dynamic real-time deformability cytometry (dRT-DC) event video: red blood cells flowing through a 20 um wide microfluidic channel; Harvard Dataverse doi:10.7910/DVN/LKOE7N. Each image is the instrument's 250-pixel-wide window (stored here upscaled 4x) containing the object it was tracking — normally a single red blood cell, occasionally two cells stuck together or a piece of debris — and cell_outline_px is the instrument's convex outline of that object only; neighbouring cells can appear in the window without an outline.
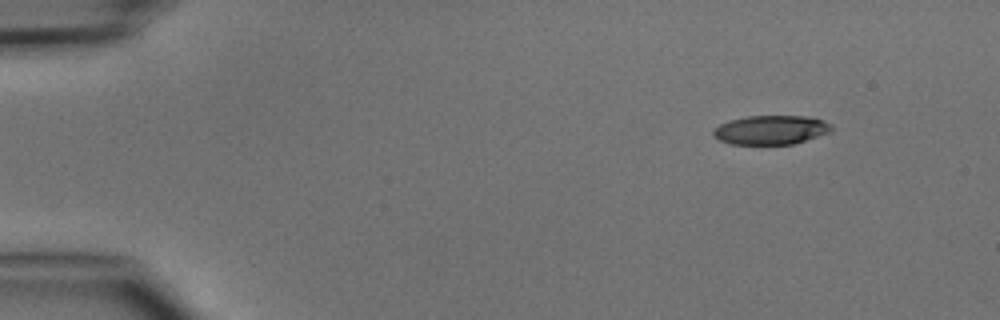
{"species": "common noctule bat (a hibernating species)", "species_latin": "Nyctalus noctula", "temperature_condition": "cold", "stored_images_in_passage": 5, "camera_frame_rate_fps": 3000, "um_per_image_px": 0.085, "animal": {"sex": "male", "body_mass_g": 15.6}, "frame": {"image": 1, "passage_image": 1, "time_ms": 0.0, "image_size_px": [1000, 320], "cell_outline_px": [[832, 132], [792, 144], [732, 144], [720, 140], [712, 136], [712, 132], [720, 124], [728, 120], [748, 116], [808, 116], [824, 120], [832, 124]], "centroid_in_image_um": [65.55, 11.03], "position_along_channel_um": 19.5, "area_um2": 20.11}}
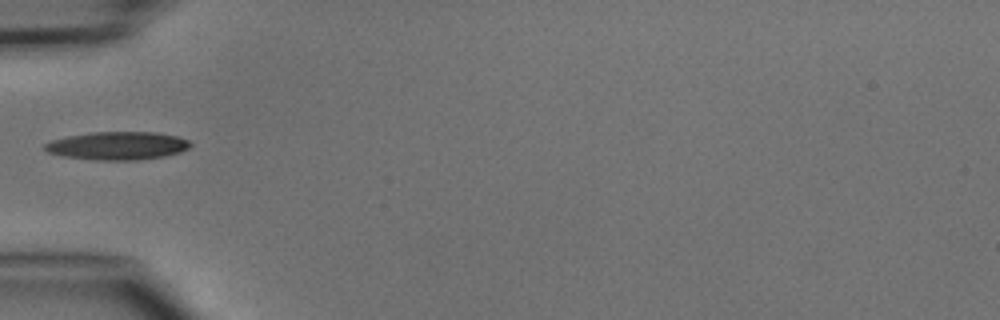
{"frame": {"image": 2, "passage_image": 4, "time_ms": 3.667, "image_size_px": [1000, 320], "cell_outline_px": [[192, 144], [188, 148], [180, 152], [164, 156], [136, 160], [96, 160], [64, 156], [48, 152], [44, 148], [44, 144], [52, 140], [68, 136], [92, 132], [156, 132], [176, 136], [188, 140]], "centroid_in_image_um": [10.0, 12.38], "position_along_channel_um": 75.0, "area_um2": 23.7}}